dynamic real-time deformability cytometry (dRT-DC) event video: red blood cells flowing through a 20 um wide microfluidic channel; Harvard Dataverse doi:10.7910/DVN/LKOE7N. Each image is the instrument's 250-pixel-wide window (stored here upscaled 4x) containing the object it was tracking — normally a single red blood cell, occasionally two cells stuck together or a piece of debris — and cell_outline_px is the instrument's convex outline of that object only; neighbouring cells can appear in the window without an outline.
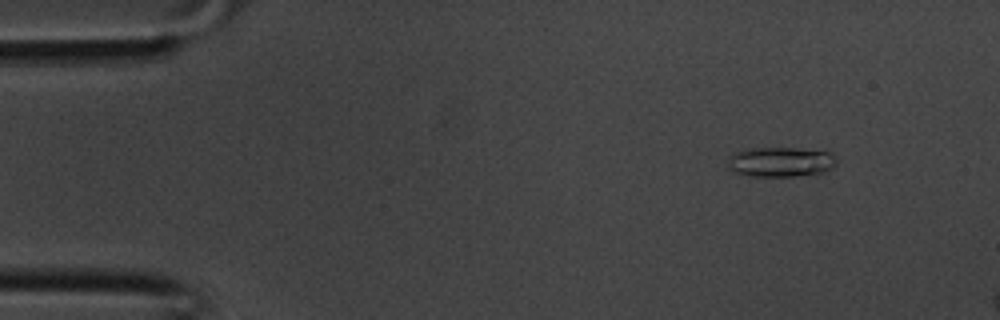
{"species": "common noctule bat (a hibernating species)", "species_latin": "Nyctalus noctula", "temperature_condition": "room temperature", "stored_images_in_passage": 8, "camera_frame_rate_fps": 3000, "um_per_image_px": 0.085, "animal": {"sex": "male", "body_mass_g": 20.1, "forearm_length_mm": 53.5}, "frame": {"image": 1, "passage_image": 2, "time_ms": 0.333, "image_size_px": [1000, 320], "cell_outline_px": [[836, 164], [832, 168], [824, 172], [796, 176], [748, 176], [736, 172], [728, 168], [728, 156], [736, 152], [748, 148], [796, 148], [828, 152], [836, 156]], "centroid_in_image_um": [66.34, 13.76], "position_along_channel_um": 18.7, "area_um2": 18.96}}